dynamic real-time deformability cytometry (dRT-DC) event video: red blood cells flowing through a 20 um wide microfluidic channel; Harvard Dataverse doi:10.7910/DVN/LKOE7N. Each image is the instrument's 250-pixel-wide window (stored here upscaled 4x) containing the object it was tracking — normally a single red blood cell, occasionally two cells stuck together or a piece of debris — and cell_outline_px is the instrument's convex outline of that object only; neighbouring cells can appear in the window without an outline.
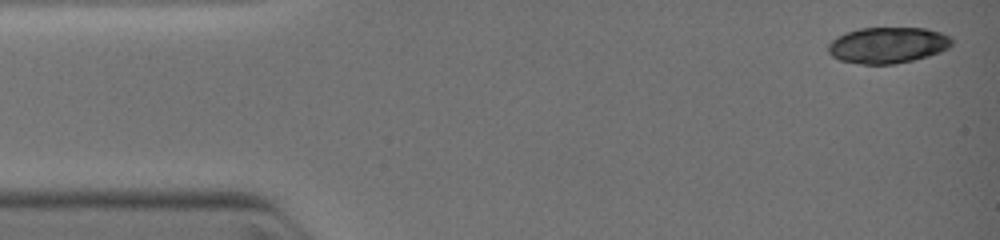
{"species": "common noctule bat (a hibernating species)", "species_latin": "Nyctalus noctula", "temperature_condition": "warm", "stored_images_in_passage": 39, "camera_frame_rate_fps": 3000, "um_per_image_px": 0.085, "animal": {"sex": "female", "body_mass_g": 19.0, "forearm_length_mm": 51.5}, "frame": {"image": 1, "passage_image": 1, "time_ms": 0.0, "image_size_px": [1000, 240], "cell_outline_px": [[952, 44], [948, 48], [940, 52], [928, 56], [912, 60], [892, 64], [864, 64], [840, 60], [832, 56], [828, 52], [828, 44], [836, 36], [860, 28], [924, 28], [940, 32], [952, 36]], "centroid_in_image_um": [75.47, 3.83], "position_along_channel_um": 9.5, "area_um2": 25.95}}